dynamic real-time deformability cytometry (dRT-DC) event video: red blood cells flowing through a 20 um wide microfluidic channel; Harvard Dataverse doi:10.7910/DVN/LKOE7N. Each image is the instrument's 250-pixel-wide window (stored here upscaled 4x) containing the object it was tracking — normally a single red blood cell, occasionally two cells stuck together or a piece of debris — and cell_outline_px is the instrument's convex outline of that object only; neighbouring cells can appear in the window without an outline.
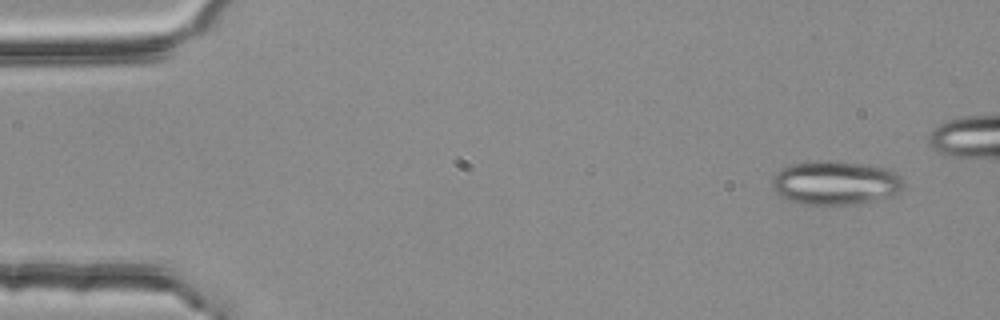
{"species": "common noctule bat (a hibernating species)", "species_latin": "Nyctalus noctula", "temperature_condition": "room temperature", "stored_images_in_passage": 4, "camera_frame_rate_fps": 3000, "um_per_image_px": 0.085, "animal": {"sex": "female", "body_mass_g": 25.1}, "frame": {"image": 1, "passage_image": 1, "time_ms": 0.0, "image_size_px": [1000, 320], "cell_outline_px": [[904, 188], [900, 192], [892, 196], [856, 204], [804, 204], [788, 200], [780, 196], [776, 192], [772, 184], [772, 176], [776, 172], [788, 164], [828, 160], [868, 164], [884, 168], [900, 176], [904, 180]], "centroid_in_image_um": [71.01, 15.53], "position_along_channel_um": 14.0, "area_um2": 33.76}}